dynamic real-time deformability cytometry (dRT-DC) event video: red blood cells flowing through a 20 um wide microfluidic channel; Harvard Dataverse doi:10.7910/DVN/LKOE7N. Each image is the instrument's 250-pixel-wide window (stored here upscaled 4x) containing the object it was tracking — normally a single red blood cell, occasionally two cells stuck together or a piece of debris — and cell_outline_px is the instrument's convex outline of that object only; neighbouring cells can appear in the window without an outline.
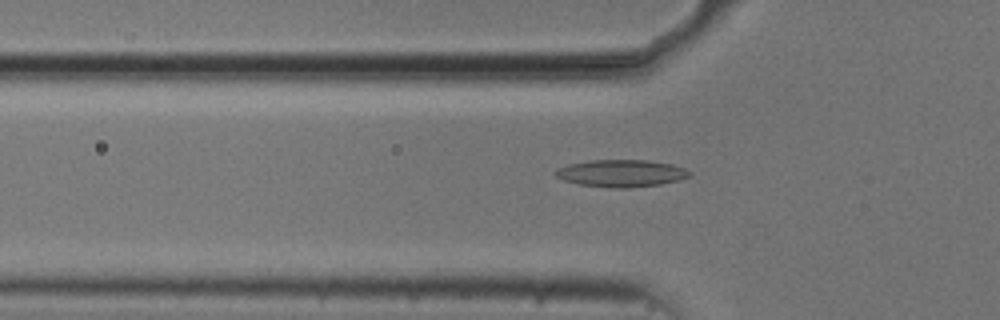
{"species": "common noctule bat (a hibernating species)", "species_latin": "Nyctalus noctula", "temperature_condition": "cold", "stored_images_in_passage": 54, "camera_frame_rate_fps": 3000, "um_per_image_px": 0.085, "animal": {"sex": "male", "body_mass_g": 20.5, "forearm_length_mm": 52.5}, "frame": {"image": 1, "passage_image": 18, "time_ms": 5.667, "image_size_px": [1000, 320], "cell_outline_px": [[692, 172], [688, 176], [676, 180], [660, 184], [628, 188], [608, 188], [580, 184], [564, 180], [556, 176], [552, 172], [556, 168], [568, 164], [588, 160], [648, 160], [672, 164], [684, 168]], "centroid_in_image_um": [52.75, 14.72], "position_along_channel_um": 73.1, "area_um2": 21.27}}
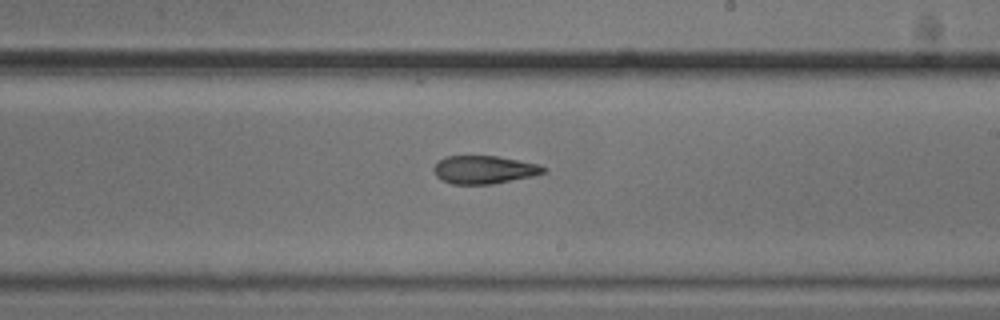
{"frame": {"image": 2, "passage_image": 32, "time_ms": 10.333, "image_size_px": [1000, 320], "cell_outline_px": [[544, 172], [532, 176], [492, 184], [452, 184], [440, 180], [436, 176], [432, 168], [444, 156], [496, 156], [540, 164], [544, 168]], "centroid_in_image_um": [41.1, 14.42], "position_along_channel_um": 247.9, "area_um2": 17.86}}
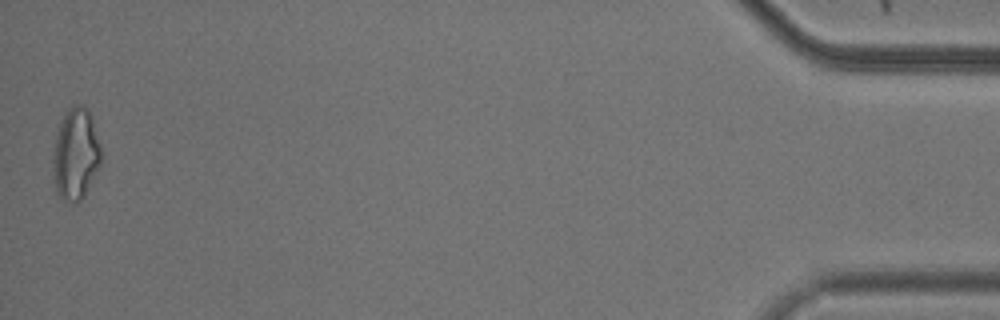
{"frame": {"image": 3, "passage_image": 54, "time_ms": 17.667, "image_size_px": [1000, 320], "cell_outline_px": [[100, 168], [84, 196], [76, 204], [64, 200], [56, 192], [52, 164], [52, 160], [56, 132], [64, 116], [72, 104], [84, 104], [88, 108], [92, 116], [100, 148]], "centroid_in_image_um": [6.43, 13.1], "position_along_channel_um": 428.8, "area_um2": 25.89}, "authors_computed_cell_mechanics": {"area_um2": 19.652, "velocity_mm_per_s": 3.7268, "shape_relaxation_time_tau1_ms": null, "shape_relaxation_time_tau2_ms": 6.1148, "deformation_change_tau1": null, "deformation_change_tau2": 0.1549}}